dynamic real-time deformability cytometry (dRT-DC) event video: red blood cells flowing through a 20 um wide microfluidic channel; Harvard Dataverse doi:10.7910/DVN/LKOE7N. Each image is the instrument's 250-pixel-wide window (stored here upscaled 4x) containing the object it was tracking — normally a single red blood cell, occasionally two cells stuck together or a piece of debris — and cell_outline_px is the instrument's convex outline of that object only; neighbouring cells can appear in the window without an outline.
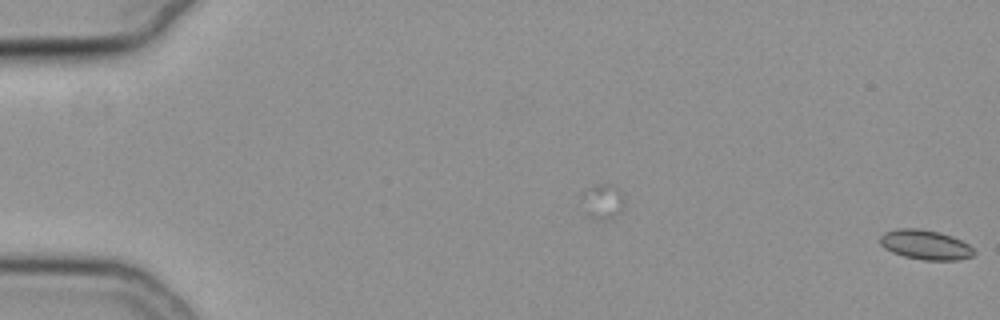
{"species": "common noctule bat (a hibernating species)", "species_latin": "Nyctalus noctula", "temperature_condition": "cold", "stored_images_in_passage": 6, "camera_frame_rate_fps": 3000, "um_per_image_px": 0.085, "animal": {"sex": "female", "body_mass_g": 19.3, "forearm_length_mm": 54.1}, "frame": {"image": 1, "passage_image": 6, "time_ms": 1.667, "image_size_px": [1000, 320], "cell_outline_px": [[976, 252], [972, 256], [960, 260], [924, 260], [904, 256], [892, 252], [884, 248], [880, 244], [880, 236], [884, 232], [896, 228], [920, 228], [940, 232], [952, 236], [968, 244]], "centroid_in_image_um": [78.65, 20.79], "position_along_channel_um": 6.4, "area_um2": 16.36}}